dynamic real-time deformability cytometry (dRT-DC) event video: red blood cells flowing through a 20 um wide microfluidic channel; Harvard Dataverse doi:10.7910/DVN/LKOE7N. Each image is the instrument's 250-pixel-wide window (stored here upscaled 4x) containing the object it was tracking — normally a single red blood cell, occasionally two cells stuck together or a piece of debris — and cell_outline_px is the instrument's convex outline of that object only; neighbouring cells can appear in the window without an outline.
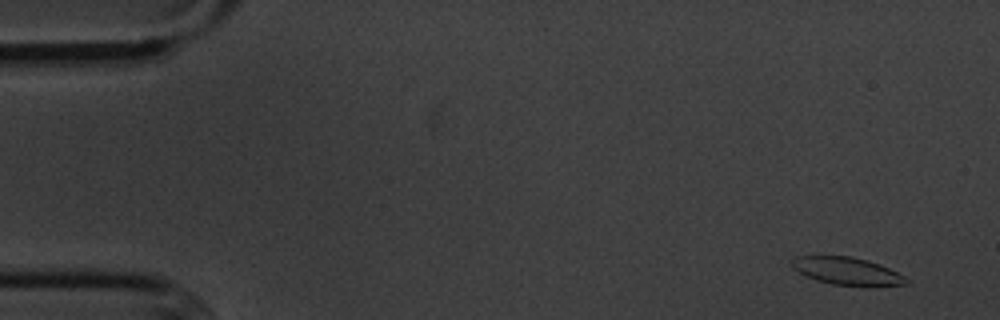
{"species": "common noctule bat (a hibernating species)", "species_latin": "Nyctalus noctula", "temperature_condition": "cold", "stored_images_in_passage": 56, "camera_frame_rate_fps": 3000, "um_per_image_px": 0.085, "animal": {"sex": "male", "body_mass_g": 20.1, "forearm_length_mm": 53.5}, "frame": {"image": 1, "passage_image": 4, "time_ms": 1.0, "image_size_px": [1000, 320], "cell_outline_px": [[908, 284], [832, 284], [816, 280], [792, 268], [792, 260], [796, 256], [852, 256], [868, 260], [880, 264], [904, 276], [908, 280]], "centroid_in_image_um": [71.94, 23.0], "position_along_channel_um": 13.1, "area_um2": 17.63}}
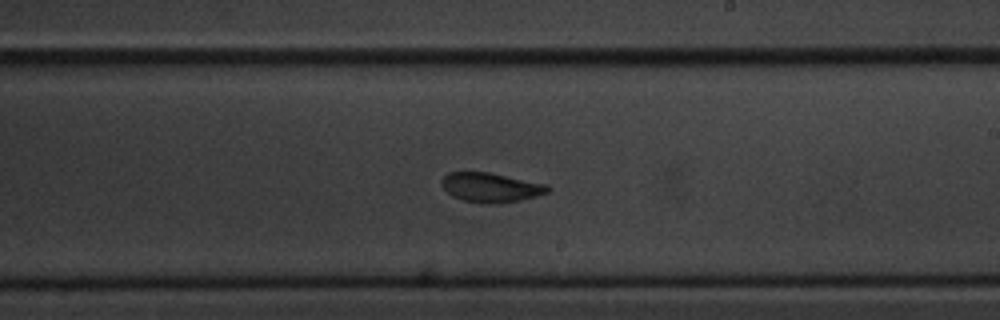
{"frame": {"image": 2, "passage_image": 33, "time_ms": 10.667, "image_size_px": [1000, 320], "cell_outline_px": [[552, 188], [548, 192], [536, 196], [520, 200], [492, 204], [480, 204], [464, 200], [452, 196], [440, 184], [440, 180], [448, 172], [488, 172], [548, 184]], "centroid_in_image_um": [41.72, 15.93], "position_along_channel_um": 247.3, "area_um2": 18.32}}
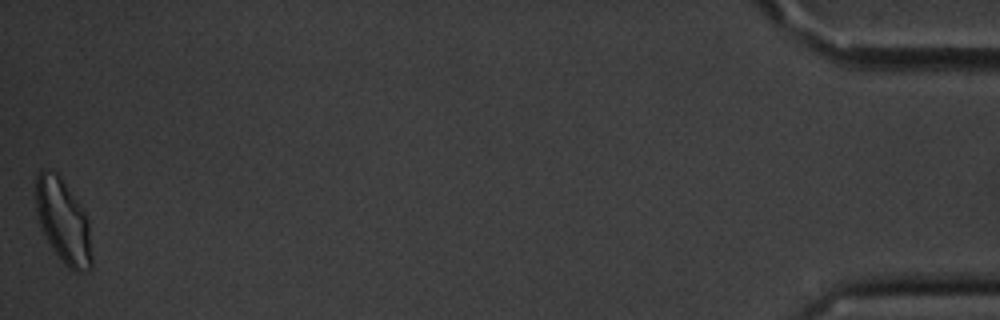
{"frame": {"image": 3, "passage_image": 56, "time_ms": 18.333, "image_size_px": [1000, 320], "cell_outline_px": [[92, 268], [84, 272], [76, 272], [68, 268], [64, 264], [52, 248], [40, 228], [36, 212], [36, 176], [40, 168], [48, 168], [56, 172], [60, 176], [84, 212], [88, 220], [92, 256]], "centroid_in_image_um": [5.36, 18.82], "position_along_channel_um": 429.8, "area_um2": 27.51}, "authors_computed_cell_mechanics": {"area_um2": 18.9873, "velocity_mm_per_s": 3.6058, "shape_relaxation_time_tau1_ms": 3.0095, "shape_relaxation_time_tau2_ms": 1.9328, "deformation_change_tau1": 0.1198, "deformation_change_tau2": 0.0727}}